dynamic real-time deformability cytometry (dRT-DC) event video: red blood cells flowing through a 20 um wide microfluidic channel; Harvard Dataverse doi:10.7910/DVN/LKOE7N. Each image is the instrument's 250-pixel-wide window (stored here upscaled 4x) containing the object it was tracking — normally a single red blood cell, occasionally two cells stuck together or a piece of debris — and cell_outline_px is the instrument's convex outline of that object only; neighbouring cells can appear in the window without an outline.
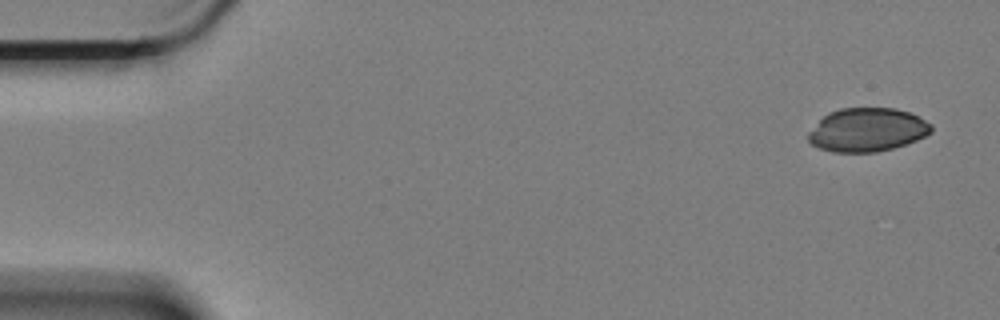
{"species": "Egyptian fruit bat (a non-hibernating species)", "species_latin": "Rousettus aegyptiacus", "temperature_condition": "cold", "stored_images_in_passage": 5, "camera_frame_rate_fps": 3000, "um_per_image_px": 0.085, "animal": {"sex": "female"}, "frame": {"image": 1, "passage_image": 1, "time_ms": 0.0, "image_size_px": [1000, 320], "cell_outline_px": [[932, 132], [916, 140], [892, 148], [876, 152], [832, 152], [820, 148], [812, 144], [808, 140], [808, 132], [828, 112], [840, 108], [896, 108], [908, 112], [932, 124]], "centroid_in_image_um": [73.7, 11.03], "position_along_channel_um": 11.3, "area_um2": 31.04}}
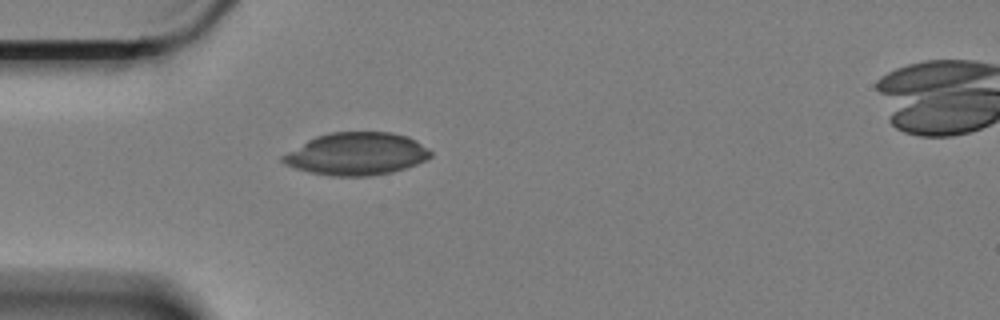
{"frame": {"image": 2, "passage_image": 4, "time_ms": 1.0, "image_size_px": [1000, 320], "cell_outline_px": [[432, 156], [428, 160], [392, 172], [368, 176], [336, 176], [308, 172], [284, 164], [280, 160], [280, 156], [308, 140], [316, 136], [328, 132], [392, 132], [408, 136], [416, 140], [428, 148], [432, 152]], "centroid_in_image_um": [30.32, 13.07], "position_along_channel_um": 54.7, "area_um2": 36.76}}